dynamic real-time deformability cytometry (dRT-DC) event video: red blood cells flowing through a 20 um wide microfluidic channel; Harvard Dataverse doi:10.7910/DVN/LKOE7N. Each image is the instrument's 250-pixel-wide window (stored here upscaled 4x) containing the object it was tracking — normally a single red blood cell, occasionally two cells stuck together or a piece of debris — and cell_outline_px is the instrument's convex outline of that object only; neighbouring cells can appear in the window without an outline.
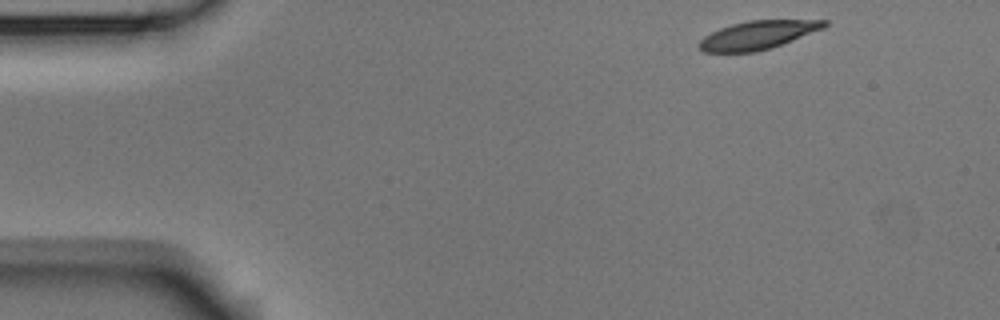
{"species": "Egyptian fruit bat (a non-hibernating species)", "species_latin": "Rousettus aegyptiacus", "temperature_condition": "room temperature", "stored_images_in_passage": 4, "camera_frame_rate_fps": 3000, "um_per_image_px": 0.085, "animal": {"sex": "male"}, "frame": {"image": 1, "passage_image": 1, "time_ms": 0.0, "image_size_px": [1000, 320], "cell_outline_px": [[828, 24], [824, 28], [772, 48], [756, 52], [704, 52], [700, 48], [700, 40], [704, 36], [720, 28], [732, 24], [748, 20], [828, 20]], "centroid_in_image_um": [64.43, 2.98], "position_along_channel_um": 20.6, "area_um2": 20.63}}
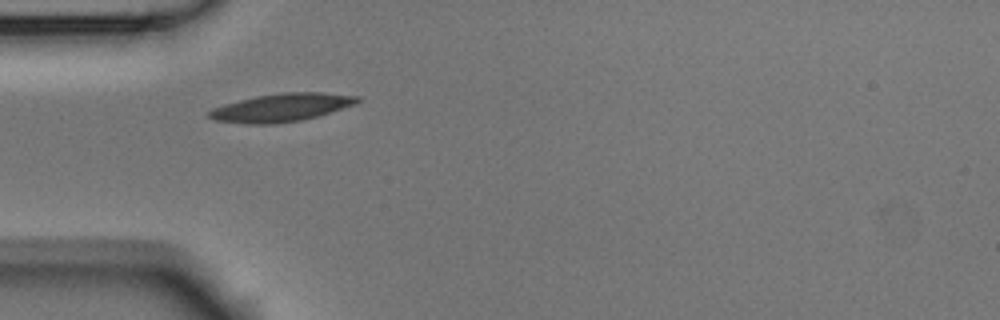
{"frame": {"image": 2, "passage_image": 3, "time_ms": 0.667, "image_size_px": [1000, 320], "cell_outline_px": [[360, 100], [356, 104], [316, 116], [300, 120], [276, 124], [244, 124], [216, 120], [208, 116], [208, 112], [212, 108], [224, 104], [256, 96], [284, 92], [324, 92], [360, 96]], "centroid_in_image_um": [23.93, 9.14], "position_along_channel_um": 61.1, "area_um2": 24.16}}
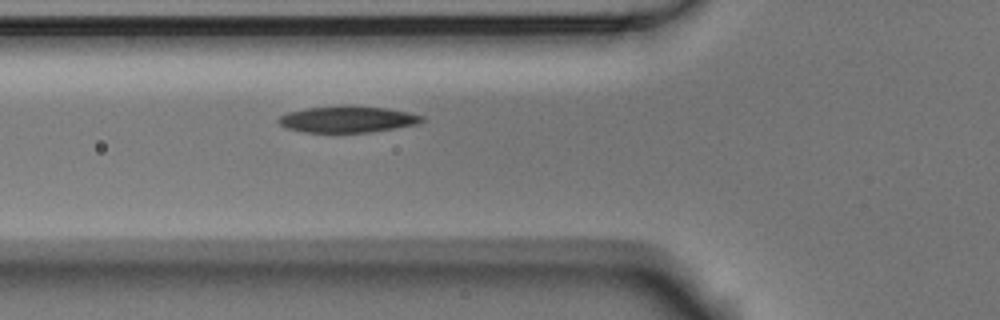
{"frame": {"image": 3, "passage_image": 4, "time_ms": 1.0, "image_size_px": [1000, 320], "cell_outline_px": [[424, 120], [416, 124], [372, 132], [304, 132], [284, 128], [276, 120], [280, 116], [288, 112], [308, 108], [344, 104], [352, 104], [388, 108], [408, 112], [424, 116]], "centroid_in_image_um": [29.52, 10.12], "position_along_channel_um": 96.3, "area_um2": 22.43}}